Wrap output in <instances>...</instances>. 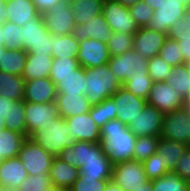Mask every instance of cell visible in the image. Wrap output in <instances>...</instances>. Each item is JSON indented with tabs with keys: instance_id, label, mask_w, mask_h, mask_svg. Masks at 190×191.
<instances>
[{
	"instance_id": "1",
	"label": "cell",
	"mask_w": 190,
	"mask_h": 191,
	"mask_svg": "<svg viewBox=\"0 0 190 191\" xmlns=\"http://www.w3.org/2000/svg\"><path fill=\"white\" fill-rule=\"evenodd\" d=\"M57 157L77 167L85 177L112 180L113 165L100 142L74 141L72 146L64 148Z\"/></svg>"
},
{
	"instance_id": "2",
	"label": "cell",
	"mask_w": 190,
	"mask_h": 191,
	"mask_svg": "<svg viewBox=\"0 0 190 191\" xmlns=\"http://www.w3.org/2000/svg\"><path fill=\"white\" fill-rule=\"evenodd\" d=\"M136 136L118 119L109 120L100 129V143L112 165L133 160Z\"/></svg>"
},
{
	"instance_id": "3",
	"label": "cell",
	"mask_w": 190,
	"mask_h": 191,
	"mask_svg": "<svg viewBox=\"0 0 190 191\" xmlns=\"http://www.w3.org/2000/svg\"><path fill=\"white\" fill-rule=\"evenodd\" d=\"M123 84L116 77L108 64L85 69V96L91 105H97L122 87Z\"/></svg>"
},
{
	"instance_id": "4",
	"label": "cell",
	"mask_w": 190,
	"mask_h": 191,
	"mask_svg": "<svg viewBox=\"0 0 190 191\" xmlns=\"http://www.w3.org/2000/svg\"><path fill=\"white\" fill-rule=\"evenodd\" d=\"M28 138L57 157L64 148L72 146L74 140L70 127L61 116L36 129Z\"/></svg>"
},
{
	"instance_id": "5",
	"label": "cell",
	"mask_w": 190,
	"mask_h": 191,
	"mask_svg": "<svg viewBox=\"0 0 190 191\" xmlns=\"http://www.w3.org/2000/svg\"><path fill=\"white\" fill-rule=\"evenodd\" d=\"M25 167L28 176L49 173L54 156L43 147L27 138L17 156Z\"/></svg>"
},
{
	"instance_id": "6",
	"label": "cell",
	"mask_w": 190,
	"mask_h": 191,
	"mask_svg": "<svg viewBox=\"0 0 190 191\" xmlns=\"http://www.w3.org/2000/svg\"><path fill=\"white\" fill-rule=\"evenodd\" d=\"M160 137L190 146V114L185 108L176 109L163 116Z\"/></svg>"
},
{
	"instance_id": "7",
	"label": "cell",
	"mask_w": 190,
	"mask_h": 191,
	"mask_svg": "<svg viewBox=\"0 0 190 191\" xmlns=\"http://www.w3.org/2000/svg\"><path fill=\"white\" fill-rule=\"evenodd\" d=\"M112 181L124 191H135L149 180L141 161L129 160L112 167Z\"/></svg>"
},
{
	"instance_id": "8",
	"label": "cell",
	"mask_w": 190,
	"mask_h": 191,
	"mask_svg": "<svg viewBox=\"0 0 190 191\" xmlns=\"http://www.w3.org/2000/svg\"><path fill=\"white\" fill-rule=\"evenodd\" d=\"M112 73L123 84L130 76L148 74V58L137 54L133 49L108 61Z\"/></svg>"
},
{
	"instance_id": "9",
	"label": "cell",
	"mask_w": 190,
	"mask_h": 191,
	"mask_svg": "<svg viewBox=\"0 0 190 191\" xmlns=\"http://www.w3.org/2000/svg\"><path fill=\"white\" fill-rule=\"evenodd\" d=\"M185 13L186 5L180 0H161L147 27L167 35L170 27L182 19Z\"/></svg>"
},
{
	"instance_id": "10",
	"label": "cell",
	"mask_w": 190,
	"mask_h": 191,
	"mask_svg": "<svg viewBox=\"0 0 190 191\" xmlns=\"http://www.w3.org/2000/svg\"><path fill=\"white\" fill-rule=\"evenodd\" d=\"M46 29L54 35L72 34L75 27L74 12L68 0H63L42 14Z\"/></svg>"
},
{
	"instance_id": "11",
	"label": "cell",
	"mask_w": 190,
	"mask_h": 191,
	"mask_svg": "<svg viewBox=\"0 0 190 191\" xmlns=\"http://www.w3.org/2000/svg\"><path fill=\"white\" fill-rule=\"evenodd\" d=\"M102 15L113 32L134 35L139 29L129 9L115 0H105Z\"/></svg>"
},
{
	"instance_id": "12",
	"label": "cell",
	"mask_w": 190,
	"mask_h": 191,
	"mask_svg": "<svg viewBox=\"0 0 190 191\" xmlns=\"http://www.w3.org/2000/svg\"><path fill=\"white\" fill-rule=\"evenodd\" d=\"M164 114L154 106L146 104L128 128L136 137L158 136L162 131Z\"/></svg>"
},
{
	"instance_id": "13",
	"label": "cell",
	"mask_w": 190,
	"mask_h": 191,
	"mask_svg": "<svg viewBox=\"0 0 190 191\" xmlns=\"http://www.w3.org/2000/svg\"><path fill=\"white\" fill-rule=\"evenodd\" d=\"M147 104L154 106L165 115L171 111L182 108L183 97L166 81L153 82L147 98Z\"/></svg>"
},
{
	"instance_id": "14",
	"label": "cell",
	"mask_w": 190,
	"mask_h": 191,
	"mask_svg": "<svg viewBox=\"0 0 190 191\" xmlns=\"http://www.w3.org/2000/svg\"><path fill=\"white\" fill-rule=\"evenodd\" d=\"M111 99L115 102L117 119L127 126L147 104V100L134 95L123 86L113 94Z\"/></svg>"
},
{
	"instance_id": "15",
	"label": "cell",
	"mask_w": 190,
	"mask_h": 191,
	"mask_svg": "<svg viewBox=\"0 0 190 191\" xmlns=\"http://www.w3.org/2000/svg\"><path fill=\"white\" fill-rule=\"evenodd\" d=\"M110 53L106 43L95 39L79 41L77 60L81 67L94 68L108 64Z\"/></svg>"
},
{
	"instance_id": "16",
	"label": "cell",
	"mask_w": 190,
	"mask_h": 191,
	"mask_svg": "<svg viewBox=\"0 0 190 191\" xmlns=\"http://www.w3.org/2000/svg\"><path fill=\"white\" fill-rule=\"evenodd\" d=\"M59 117L56 102L31 103L25 102V122L27 138L40 126L50 123Z\"/></svg>"
},
{
	"instance_id": "17",
	"label": "cell",
	"mask_w": 190,
	"mask_h": 191,
	"mask_svg": "<svg viewBox=\"0 0 190 191\" xmlns=\"http://www.w3.org/2000/svg\"><path fill=\"white\" fill-rule=\"evenodd\" d=\"M166 38V34L148 27L139 28L133 35V50L143 57L153 58L159 55Z\"/></svg>"
},
{
	"instance_id": "18",
	"label": "cell",
	"mask_w": 190,
	"mask_h": 191,
	"mask_svg": "<svg viewBox=\"0 0 190 191\" xmlns=\"http://www.w3.org/2000/svg\"><path fill=\"white\" fill-rule=\"evenodd\" d=\"M70 127L74 141L100 142V128L96 125L89 112L65 118Z\"/></svg>"
},
{
	"instance_id": "19",
	"label": "cell",
	"mask_w": 190,
	"mask_h": 191,
	"mask_svg": "<svg viewBox=\"0 0 190 191\" xmlns=\"http://www.w3.org/2000/svg\"><path fill=\"white\" fill-rule=\"evenodd\" d=\"M57 89L50 77L28 80L25 83L23 101L31 103L55 102Z\"/></svg>"
},
{
	"instance_id": "20",
	"label": "cell",
	"mask_w": 190,
	"mask_h": 191,
	"mask_svg": "<svg viewBox=\"0 0 190 191\" xmlns=\"http://www.w3.org/2000/svg\"><path fill=\"white\" fill-rule=\"evenodd\" d=\"M113 31L102 13L93 17L88 23L75 24L72 35L78 40L95 39L107 44Z\"/></svg>"
},
{
	"instance_id": "21",
	"label": "cell",
	"mask_w": 190,
	"mask_h": 191,
	"mask_svg": "<svg viewBox=\"0 0 190 191\" xmlns=\"http://www.w3.org/2000/svg\"><path fill=\"white\" fill-rule=\"evenodd\" d=\"M28 173L18 157L4 159L0 166V186L5 189H18Z\"/></svg>"
},
{
	"instance_id": "22",
	"label": "cell",
	"mask_w": 190,
	"mask_h": 191,
	"mask_svg": "<svg viewBox=\"0 0 190 191\" xmlns=\"http://www.w3.org/2000/svg\"><path fill=\"white\" fill-rule=\"evenodd\" d=\"M55 102L59 116L64 119L85 114L92 106L85 94H57Z\"/></svg>"
},
{
	"instance_id": "23",
	"label": "cell",
	"mask_w": 190,
	"mask_h": 191,
	"mask_svg": "<svg viewBox=\"0 0 190 191\" xmlns=\"http://www.w3.org/2000/svg\"><path fill=\"white\" fill-rule=\"evenodd\" d=\"M49 177L52 187L58 189L70 188L79 177V169L62 161L58 157H54Z\"/></svg>"
},
{
	"instance_id": "24",
	"label": "cell",
	"mask_w": 190,
	"mask_h": 191,
	"mask_svg": "<svg viewBox=\"0 0 190 191\" xmlns=\"http://www.w3.org/2000/svg\"><path fill=\"white\" fill-rule=\"evenodd\" d=\"M8 22L22 26L37 17L38 12L32 0H7L5 1Z\"/></svg>"
},
{
	"instance_id": "25",
	"label": "cell",
	"mask_w": 190,
	"mask_h": 191,
	"mask_svg": "<svg viewBox=\"0 0 190 191\" xmlns=\"http://www.w3.org/2000/svg\"><path fill=\"white\" fill-rule=\"evenodd\" d=\"M52 64V55L27 53L22 77L25 81L49 77Z\"/></svg>"
},
{
	"instance_id": "26",
	"label": "cell",
	"mask_w": 190,
	"mask_h": 191,
	"mask_svg": "<svg viewBox=\"0 0 190 191\" xmlns=\"http://www.w3.org/2000/svg\"><path fill=\"white\" fill-rule=\"evenodd\" d=\"M189 146L177 141H170L160 137L157 146V154L164 162V168L168 172L176 169L177 161L182 157Z\"/></svg>"
},
{
	"instance_id": "27",
	"label": "cell",
	"mask_w": 190,
	"mask_h": 191,
	"mask_svg": "<svg viewBox=\"0 0 190 191\" xmlns=\"http://www.w3.org/2000/svg\"><path fill=\"white\" fill-rule=\"evenodd\" d=\"M57 94H85V68L79 67L73 74L63 78H51Z\"/></svg>"
},
{
	"instance_id": "28",
	"label": "cell",
	"mask_w": 190,
	"mask_h": 191,
	"mask_svg": "<svg viewBox=\"0 0 190 191\" xmlns=\"http://www.w3.org/2000/svg\"><path fill=\"white\" fill-rule=\"evenodd\" d=\"M23 50L27 51L39 40H48V30L44 24L42 14L21 26Z\"/></svg>"
},
{
	"instance_id": "29",
	"label": "cell",
	"mask_w": 190,
	"mask_h": 191,
	"mask_svg": "<svg viewBox=\"0 0 190 191\" xmlns=\"http://www.w3.org/2000/svg\"><path fill=\"white\" fill-rule=\"evenodd\" d=\"M25 83L22 76L0 71V96L14 101L23 100Z\"/></svg>"
},
{
	"instance_id": "30",
	"label": "cell",
	"mask_w": 190,
	"mask_h": 191,
	"mask_svg": "<svg viewBox=\"0 0 190 191\" xmlns=\"http://www.w3.org/2000/svg\"><path fill=\"white\" fill-rule=\"evenodd\" d=\"M105 0H73L70 2L74 12L75 24L88 23L102 13Z\"/></svg>"
},
{
	"instance_id": "31",
	"label": "cell",
	"mask_w": 190,
	"mask_h": 191,
	"mask_svg": "<svg viewBox=\"0 0 190 191\" xmlns=\"http://www.w3.org/2000/svg\"><path fill=\"white\" fill-rule=\"evenodd\" d=\"M53 58H76L79 50V41L72 35L51 34Z\"/></svg>"
},
{
	"instance_id": "32",
	"label": "cell",
	"mask_w": 190,
	"mask_h": 191,
	"mask_svg": "<svg viewBox=\"0 0 190 191\" xmlns=\"http://www.w3.org/2000/svg\"><path fill=\"white\" fill-rule=\"evenodd\" d=\"M26 139L25 135L5 128L0 131V154L4 159L17 157Z\"/></svg>"
},
{
	"instance_id": "33",
	"label": "cell",
	"mask_w": 190,
	"mask_h": 191,
	"mask_svg": "<svg viewBox=\"0 0 190 191\" xmlns=\"http://www.w3.org/2000/svg\"><path fill=\"white\" fill-rule=\"evenodd\" d=\"M27 52L21 50L6 49L0 60V71L22 76L26 64Z\"/></svg>"
},
{
	"instance_id": "34",
	"label": "cell",
	"mask_w": 190,
	"mask_h": 191,
	"mask_svg": "<svg viewBox=\"0 0 190 191\" xmlns=\"http://www.w3.org/2000/svg\"><path fill=\"white\" fill-rule=\"evenodd\" d=\"M153 191H187L190 183L177 173L167 172L162 177L151 180Z\"/></svg>"
},
{
	"instance_id": "35",
	"label": "cell",
	"mask_w": 190,
	"mask_h": 191,
	"mask_svg": "<svg viewBox=\"0 0 190 191\" xmlns=\"http://www.w3.org/2000/svg\"><path fill=\"white\" fill-rule=\"evenodd\" d=\"M166 82L184 97L190 88V72L187 64L173 67Z\"/></svg>"
},
{
	"instance_id": "36",
	"label": "cell",
	"mask_w": 190,
	"mask_h": 191,
	"mask_svg": "<svg viewBox=\"0 0 190 191\" xmlns=\"http://www.w3.org/2000/svg\"><path fill=\"white\" fill-rule=\"evenodd\" d=\"M115 102L111 98L103 100L97 105H92L89 111L96 125L101 129L109 120L117 119V113L114 109Z\"/></svg>"
},
{
	"instance_id": "37",
	"label": "cell",
	"mask_w": 190,
	"mask_h": 191,
	"mask_svg": "<svg viewBox=\"0 0 190 191\" xmlns=\"http://www.w3.org/2000/svg\"><path fill=\"white\" fill-rule=\"evenodd\" d=\"M6 128L27 137L25 102L23 100L14 101L13 104H10L9 121L6 123Z\"/></svg>"
},
{
	"instance_id": "38",
	"label": "cell",
	"mask_w": 190,
	"mask_h": 191,
	"mask_svg": "<svg viewBox=\"0 0 190 191\" xmlns=\"http://www.w3.org/2000/svg\"><path fill=\"white\" fill-rule=\"evenodd\" d=\"M152 84L153 81L149 74L133 75L123 83V87L134 95L147 100Z\"/></svg>"
},
{
	"instance_id": "39",
	"label": "cell",
	"mask_w": 190,
	"mask_h": 191,
	"mask_svg": "<svg viewBox=\"0 0 190 191\" xmlns=\"http://www.w3.org/2000/svg\"><path fill=\"white\" fill-rule=\"evenodd\" d=\"M159 139L160 137L158 136L137 137L134 147L133 160L143 162L156 153Z\"/></svg>"
},
{
	"instance_id": "40",
	"label": "cell",
	"mask_w": 190,
	"mask_h": 191,
	"mask_svg": "<svg viewBox=\"0 0 190 191\" xmlns=\"http://www.w3.org/2000/svg\"><path fill=\"white\" fill-rule=\"evenodd\" d=\"M107 46L111 57L120 56L133 49V35L113 32Z\"/></svg>"
},
{
	"instance_id": "41",
	"label": "cell",
	"mask_w": 190,
	"mask_h": 191,
	"mask_svg": "<svg viewBox=\"0 0 190 191\" xmlns=\"http://www.w3.org/2000/svg\"><path fill=\"white\" fill-rule=\"evenodd\" d=\"M3 36H4V48L9 50H21L23 49V39L21 26H18L11 22H5L2 24Z\"/></svg>"
},
{
	"instance_id": "42",
	"label": "cell",
	"mask_w": 190,
	"mask_h": 191,
	"mask_svg": "<svg viewBox=\"0 0 190 191\" xmlns=\"http://www.w3.org/2000/svg\"><path fill=\"white\" fill-rule=\"evenodd\" d=\"M158 56L172 67L184 64L182 52L178 42L169 37L165 39Z\"/></svg>"
},
{
	"instance_id": "43",
	"label": "cell",
	"mask_w": 190,
	"mask_h": 191,
	"mask_svg": "<svg viewBox=\"0 0 190 191\" xmlns=\"http://www.w3.org/2000/svg\"><path fill=\"white\" fill-rule=\"evenodd\" d=\"M80 66L77 58H53V64L51 66L50 78H63L73 74V71Z\"/></svg>"
},
{
	"instance_id": "44",
	"label": "cell",
	"mask_w": 190,
	"mask_h": 191,
	"mask_svg": "<svg viewBox=\"0 0 190 191\" xmlns=\"http://www.w3.org/2000/svg\"><path fill=\"white\" fill-rule=\"evenodd\" d=\"M173 67L159 56L148 59V74L153 82H165Z\"/></svg>"
},
{
	"instance_id": "45",
	"label": "cell",
	"mask_w": 190,
	"mask_h": 191,
	"mask_svg": "<svg viewBox=\"0 0 190 191\" xmlns=\"http://www.w3.org/2000/svg\"><path fill=\"white\" fill-rule=\"evenodd\" d=\"M52 188L49 173H42L39 175H30L24 179L19 191H48Z\"/></svg>"
},
{
	"instance_id": "46",
	"label": "cell",
	"mask_w": 190,
	"mask_h": 191,
	"mask_svg": "<svg viewBox=\"0 0 190 191\" xmlns=\"http://www.w3.org/2000/svg\"><path fill=\"white\" fill-rule=\"evenodd\" d=\"M130 15L138 24L139 28L147 27L154 15V9L146 5L142 0L128 8Z\"/></svg>"
},
{
	"instance_id": "47",
	"label": "cell",
	"mask_w": 190,
	"mask_h": 191,
	"mask_svg": "<svg viewBox=\"0 0 190 191\" xmlns=\"http://www.w3.org/2000/svg\"><path fill=\"white\" fill-rule=\"evenodd\" d=\"M144 166V171L146 178L148 180H153L165 175L168 170L164 168V162L157 153L151 155L148 159L142 162Z\"/></svg>"
},
{
	"instance_id": "48",
	"label": "cell",
	"mask_w": 190,
	"mask_h": 191,
	"mask_svg": "<svg viewBox=\"0 0 190 191\" xmlns=\"http://www.w3.org/2000/svg\"><path fill=\"white\" fill-rule=\"evenodd\" d=\"M167 37L183 42L190 40V13L185 15L175 25L170 27Z\"/></svg>"
},
{
	"instance_id": "49",
	"label": "cell",
	"mask_w": 190,
	"mask_h": 191,
	"mask_svg": "<svg viewBox=\"0 0 190 191\" xmlns=\"http://www.w3.org/2000/svg\"><path fill=\"white\" fill-rule=\"evenodd\" d=\"M109 180H96V178L85 177L79 173L78 179L72 184V191H104Z\"/></svg>"
},
{
	"instance_id": "50",
	"label": "cell",
	"mask_w": 190,
	"mask_h": 191,
	"mask_svg": "<svg viewBox=\"0 0 190 191\" xmlns=\"http://www.w3.org/2000/svg\"><path fill=\"white\" fill-rule=\"evenodd\" d=\"M174 172L190 183V146L187 148L182 157L177 161L176 169Z\"/></svg>"
},
{
	"instance_id": "51",
	"label": "cell",
	"mask_w": 190,
	"mask_h": 191,
	"mask_svg": "<svg viewBox=\"0 0 190 191\" xmlns=\"http://www.w3.org/2000/svg\"><path fill=\"white\" fill-rule=\"evenodd\" d=\"M27 53L31 54H44V55H52V40L51 33L48 32V40H39L34 43L27 51Z\"/></svg>"
},
{
	"instance_id": "52",
	"label": "cell",
	"mask_w": 190,
	"mask_h": 191,
	"mask_svg": "<svg viewBox=\"0 0 190 191\" xmlns=\"http://www.w3.org/2000/svg\"><path fill=\"white\" fill-rule=\"evenodd\" d=\"M32 1L35 4L38 12L40 14H43L44 12L50 10L63 0H32Z\"/></svg>"
},
{
	"instance_id": "53",
	"label": "cell",
	"mask_w": 190,
	"mask_h": 191,
	"mask_svg": "<svg viewBox=\"0 0 190 191\" xmlns=\"http://www.w3.org/2000/svg\"><path fill=\"white\" fill-rule=\"evenodd\" d=\"M13 102L14 100L0 96V118H4L6 123L9 121L10 104H13Z\"/></svg>"
},
{
	"instance_id": "54",
	"label": "cell",
	"mask_w": 190,
	"mask_h": 191,
	"mask_svg": "<svg viewBox=\"0 0 190 191\" xmlns=\"http://www.w3.org/2000/svg\"><path fill=\"white\" fill-rule=\"evenodd\" d=\"M178 45L181 49L184 63L187 64L190 62V40L178 42Z\"/></svg>"
},
{
	"instance_id": "55",
	"label": "cell",
	"mask_w": 190,
	"mask_h": 191,
	"mask_svg": "<svg viewBox=\"0 0 190 191\" xmlns=\"http://www.w3.org/2000/svg\"><path fill=\"white\" fill-rule=\"evenodd\" d=\"M8 21V13L6 12L5 1L0 0V24Z\"/></svg>"
},
{
	"instance_id": "56",
	"label": "cell",
	"mask_w": 190,
	"mask_h": 191,
	"mask_svg": "<svg viewBox=\"0 0 190 191\" xmlns=\"http://www.w3.org/2000/svg\"><path fill=\"white\" fill-rule=\"evenodd\" d=\"M104 191H124L115 182L109 180Z\"/></svg>"
},
{
	"instance_id": "57",
	"label": "cell",
	"mask_w": 190,
	"mask_h": 191,
	"mask_svg": "<svg viewBox=\"0 0 190 191\" xmlns=\"http://www.w3.org/2000/svg\"><path fill=\"white\" fill-rule=\"evenodd\" d=\"M182 107L187 110V112L190 114V88L188 92L183 97V104Z\"/></svg>"
},
{
	"instance_id": "58",
	"label": "cell",
	"mask_w": 190,
	"mask_h": 191,
	"mask_svg": "<svg viewBox=\"0 0 190 191\" xmlns=\"http://www.w3.org/2000/svg\"><path fill=\"white\" fill-rule=\"evenodd\" d=\"M135 191H153L152 181L149 180L143 187H139L138 189H135Z\"/></svg>"
},
{
	"instance_id": "59",
	"label": "cell",
	"mask_w": 190,
	"mask_h": 191,
	"mask_svg": "<svg viewBox=\"0 0 190 191\" xmlns=\"http://www.w3.org/2000/svg\"><path fill=\"white\" fill-rule=\"evenodd\" d=\"M119 2L120 4L126 6L127 8L131 7L132 5L136 4L138 1L141 0H115Z\"/></svg>"
},
{
	"instance_id": "60",
	"label": "cell",
	"mask_w": 190,
	"mask_h": 191,
	"mask_svg": "<svg viewBox=\"0 0 190 191\" xmlns=\"http://www.w3.org/2000/svg\"><path fill=\"white\" fill-rule=\"evenodd\" d=\"M146 5L150 6L154 10H157V6L161 0H142Z\"/></svg>"
},
{
	"instance_id": "61",
	"label": "cell",
	"mask_w": 190,
	"mask_h": 191,
	"mask_svg": "<svg viewBox=\"0 0 190 191\" xmlns=\"http://www.w3.org/2000/svg\"><path fill=\"white\" fill-rule=\"evenodd\" d=\"M0 47H4V36H3L2 24H0Z\"/></svg>"
},
{
	"instance_id": "62",
	"label": "cell",
	"mask_w": 190,
	"mask_h": 191,
	"mask_svg": "<svg viewBox=\"0 0 190 191\" xmlns=\"http://www.w3.org/2000/svg\"><path fill=\"white\" fill-rule=\"evenodd\" d=\"M6 128V122L4 118H0V131L4 130Z\"/></svg>"
},
{
	"instance_id": "63",
	"label": "cell",
	"mask_w": 190,
	"mask_h": 191,
	"mask_svg": "<svg viewBox=\"0 0 190 191\" xmlns=\"http://www.w3.org/2000/svg\"><path fill=\"white\" fill-rule=\"evenodd\" d=\"M6 49L4 47H0V60L2 59V55H4Z\"/></svg>"
},
{
	"instance_id": "64",
	"label": "cell",
	"mask_w": 190,
	"mask_h": 191,
	"mask_svg": "<svg viewBox=\"0 0 190 191\" xmlns=\"http://www.w3.org/2000/svg\"><path fill=\"white\" fill-rule=\"evenodd\" d=\"M57 191H72L70 188H64V189H58L57 188Z\"/></svg>"
},
{
	"instance_id": "65",
	"label": "cell",
	"mask_w": 190,
	"mask_h": 191,
	"mask_svg": "<svg viewBox=\"0 0 190 191\" xmlns=\"http://www.w3.org/2000/svg\"><path fill=\"white\" fill-rule=\"evenodd\" d=\"M186 12L190 13V2L186 5Z\"/></svg>"
},
{
	"instance_id": "66",
	"label": "cell",
	"mask_w": 190,
	"mask_h": 191,
	"mask_svg": "<svg viewBox=\"0 0 190 191\" xmlns=\"http://www.w3.org/2000/svg\"><path fill=\"white\" fill-rule=\"evenodd\" d=\"M180 2H182L185 5H187L190 2V0H180Z\"/></svg>"
},
{
	"instance_id": "67",
	"label": "cell",
	"mask_w": 190,
	"mask_h": 191,
	"mask_svg": "<svg viewBox=\"0 0 190 191\" xmlns=\"http://www.w3.org/2000/svg\"><path fill=\"white\" fill-rule=\"evenodd\" d=\"M3 162H4V158H3L2 155L0 154V166L2 165Z\"/></svg>"
},
{
	"instance_id": "68",
	"label": "cell",
	"mask_w": 190,
	"mask_h": 191,
	"mask_svg": "<svg viewBox=\"0 0 190 191\" xmlns=\"http://www.w3.org/2000/svg\"><path fill=\"white\" fill-rule=\"evenodd\" d=\"M48 191H57L56 187H52L51 189H49Z\"/></svg>"
},
{
	"instance_id": "69",
	"label": "cell",
	"mask_w": 190,
	"mask_h": 191,
	"mask_svg": "<svg viewBox=\"0 0 190 191\" xmlns=\"http://www.w3.org/2000/svg\"><path fill=\"white\" fill-rule=\"evenodd\" d=\"M6 191H19L18 189H6Z\"/></svg>"
},
{
	"instance_id": "70",
	"label": "cell",
	"mask_w": 190,
	"mask_h": 191,
	"mask_svg": "<svg viewBox=\"0 0 190 191\" xmlns=\"http://www.w3.org/2000/svg\"><path fill=\"white\" fill-rule=\"evenodd\" d=\"M0 191H6V189L0 186Z\"/></svg>"
},
{
	"instance_id": "71",
	"label": "cell",
	"mask_w": 190,
	"mask_h": 191,
	"mask_svg": "<svg viewBox=\"0 0 190 191\" xmlns=\"http://www.w3.org/2000/svg\"><path fill=\"white\" fill-rule=\"evenodd\" d=\"M187 66H188V69H189V72H190V62L187 63Z\"/></svg>"
}]
</instances>
